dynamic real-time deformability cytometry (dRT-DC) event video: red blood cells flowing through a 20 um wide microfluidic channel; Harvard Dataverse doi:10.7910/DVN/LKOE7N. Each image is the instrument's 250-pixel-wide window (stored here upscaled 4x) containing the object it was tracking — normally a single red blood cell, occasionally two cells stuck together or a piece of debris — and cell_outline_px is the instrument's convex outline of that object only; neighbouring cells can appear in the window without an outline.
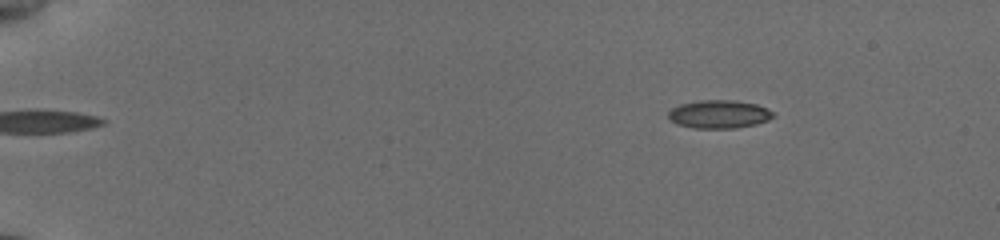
{"species": "common noctule bat (a hibernating species)", "species_latin": "Nyctalus noctula", "temperature_condition": "cold", "stored_images_in_passage": 48, "camera_frame_rate_fps": 3000, "um_per_image_px": 0.085, "animal": {"sex": "female", "body_mass_g": 19.5, "forearm_length_mm": 54.1}, "frame": {"image": 1, "passage_image": 1, "time_ms": 0.0, "image_size_px": [1000, 240], "cell_outline_px": [[776, 116], [768, 120], [756, 124], [736, 128], [692, 128], [676, 124], [668, 116], [668, 112], [672, 108], [680, 104], [700, 100], [736, 100], [756, 104], [776, 112]], "centroid_in_image_um": [61.15, 9.7], "position_along_channel_um": 23.8, "area_um2": 17.4}}
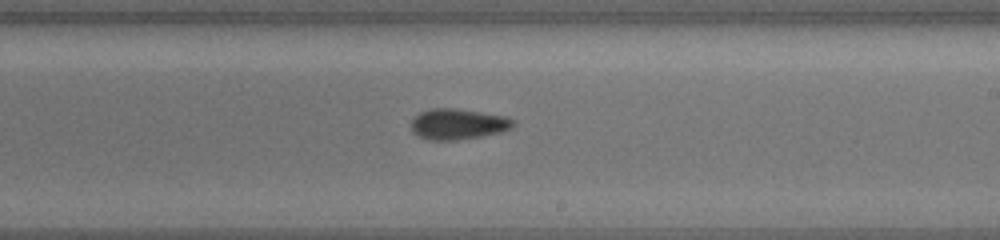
{"frame": {"image": 2, "passage_image": 28, "time_ms": 9.0, "image_size_px": [1000, 240], "cell_outline_px": [[516, 124], [512, 128], [500, 132], [480, 136], [456, 140], [428, 140], [412, 132], [412, 120], [420, 112], [428, 108], [456, 108], [508, 116], [516, 120]], "centroid_in_image_um": [38.97, 10.53], "position_along_channel_um": 250.0, "area_um2": 18.44}}
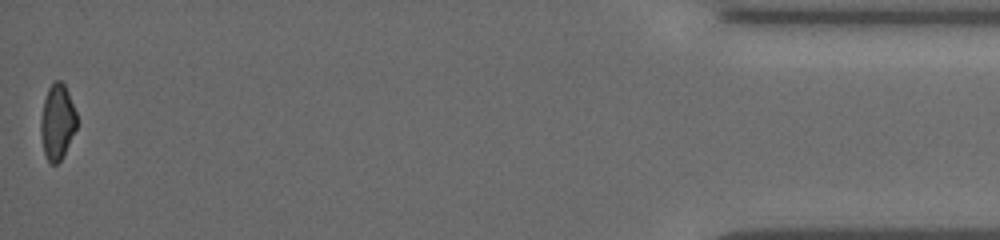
{"frame": {"image": 3, "passage_image": 48, "time_ms": 15.667, "image_size_px": [1000, 240], "cell_outline_px": [[76, 128], [60, 160], [56, 164], [52, 164], [48, 160], [44, 152], [40, 132], [40, 120], [44, 100], [48, 88], [52, 80], [60, 80], [64, 84], [68, 92], [76, 112]], "centroid_in_image_um": [4.85, 10.31], "position_along_channel_um": 430.4, "area_um2": 15.61}, "authors_computed_cell_mechanics": {"area_um2": 17.3111, "velocity_mm_per_s": 3.8385, "shape_relaxation_time_tau1_ms": 4.877, "shape_relaxation_time_tau2_ms": null, "deformation_change_tau1": 0.1203, "deformation_change_tau2": null}}